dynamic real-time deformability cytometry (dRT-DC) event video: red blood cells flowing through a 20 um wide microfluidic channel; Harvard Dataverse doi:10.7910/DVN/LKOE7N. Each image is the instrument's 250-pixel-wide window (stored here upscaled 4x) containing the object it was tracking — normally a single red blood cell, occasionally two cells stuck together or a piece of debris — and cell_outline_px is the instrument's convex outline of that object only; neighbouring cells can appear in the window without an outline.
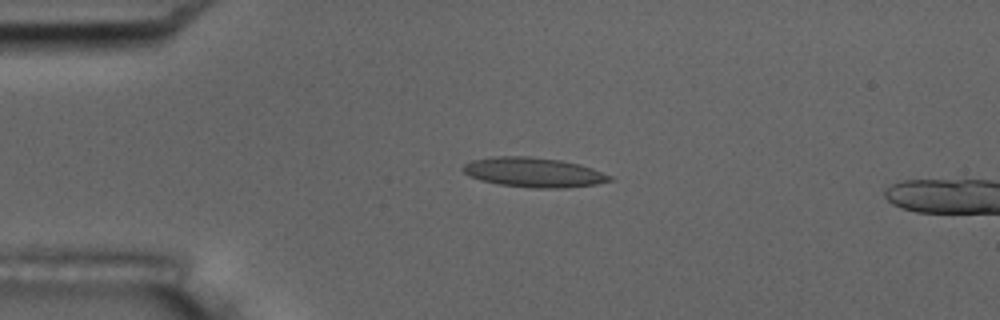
{"species": "common noctule bat (a hibernating species)", "species_latin": "Nyctalus noctula", "temperature_condition": "room temperature", "stored_images_in_passage": 5, "camera_frame_rate_fps": 3000, "um_per_image_px": 0.085, "animal": {"sex": "male", "body_mass_g": 17.5, "forearm_length_mm": 52.3}, "frame": {"image": 1, "passage_image": 3, "time_ms": 2.333, "image_size_px": [1000, 320], "cell_outline_px": [[616, 180], [596, 184], [564, 188], [532, 188], [500, 184], [480, 180], [468, 176], [460, 168], [464, 164], [472, 160], [492, 156], [528, 156], [560, 160], [580, 164], [592, 168], [612, 176]], "centroid_in_image_um": [45.36, 14.65], "position_along_channel_um": 39.6, "area_um2": 25.55}}